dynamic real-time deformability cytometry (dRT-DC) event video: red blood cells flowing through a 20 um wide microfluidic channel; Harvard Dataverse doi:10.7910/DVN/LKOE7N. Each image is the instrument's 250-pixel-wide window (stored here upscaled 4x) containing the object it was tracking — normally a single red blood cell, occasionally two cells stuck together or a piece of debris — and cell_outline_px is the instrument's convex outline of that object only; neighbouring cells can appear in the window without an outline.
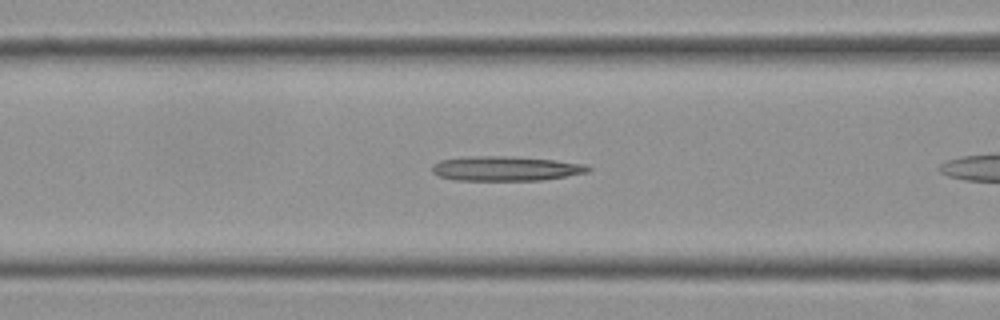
{"species": "Egyptian fruit bat (a non-hibernating species)", "species_latin": "Rousettus aegyptiacus", "temperature_condition": "cold", "stored_images_in_passage": 8, "camera_frame_rate_fps": 3000, "um_per_image_px": 0.085, "frame": {"image": 1, "passage_image": 7, "time_ms": 2.0, "image_size_px": [1000, 320], "cell_outline_px": [[592, 168], [588, 172], [540, 180], [456, 180], [440, 176], [432, 172], [432, 164], [440, 160], [468, 156], [504, 156], [552, 160], [588, 164]], "centroid_in_image_um": [42.97, 14.32], "position_along_channel_um": 123.6, "area_um2": 22.2}}